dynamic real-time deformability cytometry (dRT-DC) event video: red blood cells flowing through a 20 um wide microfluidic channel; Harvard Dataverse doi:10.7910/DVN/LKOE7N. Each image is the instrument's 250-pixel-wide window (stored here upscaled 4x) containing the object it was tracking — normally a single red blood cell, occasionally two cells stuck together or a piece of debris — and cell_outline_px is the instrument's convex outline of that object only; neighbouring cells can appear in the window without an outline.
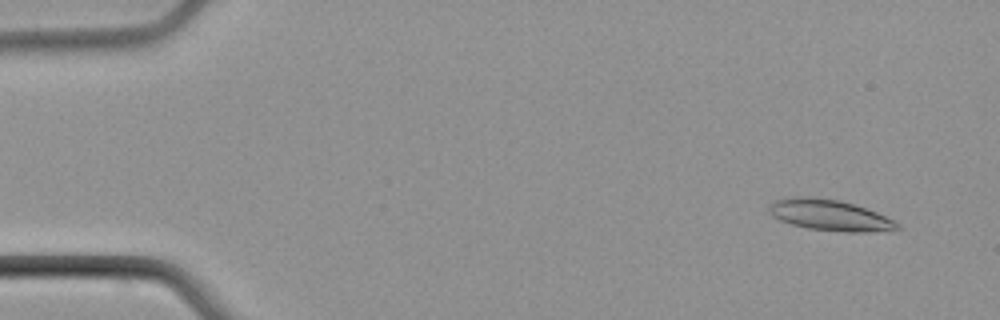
{"species": "common noctule bat (a hibernating species)", "species_latin": "Nyctalus noctula", "temperature_condition": "cold", "stored_images_in_passage": 4, "camera_frame_rate_fps": 3000, "um_per_image_px": 0.085, "animal": {"sex": "male", "body_mass_g": 21.5, "forearm_length_mm": 52.0}, "frame": {"image": 1, "passage_image": 1, "time_ms": 0.0, "image_size_px": [1000, 320], "cell_outline_px": [[900, 228], [872, 232], [844, 232], [808, 228], [792, 224], [780, 220], [772, 216], [768, 208], [776, 200], [840, 200], [876, 212], [900, 224]], "centroid_in_image_um": [70.62, 18.36], "position_along_channel_um": 14.4, "area_um2": 21.73}}